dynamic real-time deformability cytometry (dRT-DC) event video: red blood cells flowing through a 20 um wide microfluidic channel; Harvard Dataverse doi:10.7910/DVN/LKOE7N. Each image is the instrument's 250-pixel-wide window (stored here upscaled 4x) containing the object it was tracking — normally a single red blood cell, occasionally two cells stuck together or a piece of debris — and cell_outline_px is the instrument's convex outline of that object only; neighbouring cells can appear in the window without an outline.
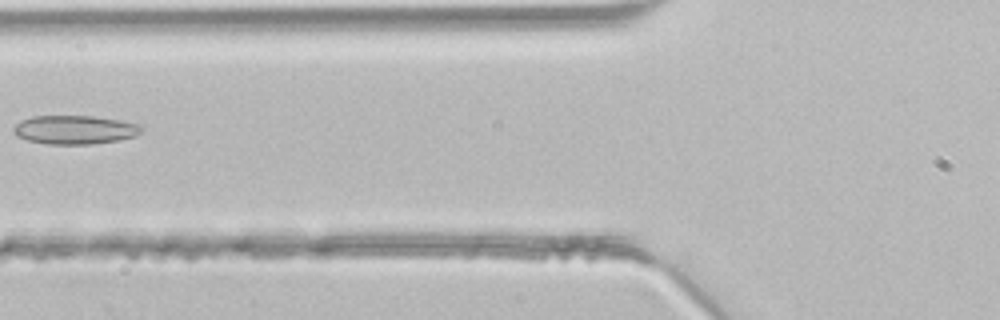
{"species": "common noctule bat (a hibernating species)", "species_latin": "Nyctalus noctula", "temperature_condition": "room temperature", "stored_images_in_passage": 4, "camera_frame_rate_fps": 3000, "um_per_image_px": 0.085, "animal": {"sex": "male", "body_mass_g": 21.5, "forearm_length_mm": 52.0}, "frame": {"image": 1, "passage_image": 4, "time_ms": 1.0, "image_size_px": [1000, 320], "cell_outline_px": [[144, 128], [140, 132], [132, 136], [120, 140], [92, 144], [48, 144], [28, 140], [16, 136], [12, 132], [12, 128], [20, 120], [32, 116], [92, 116], [120, 120], [140, 124]], "centroid_in_image_um": [6.33, 11.02], "position_along_channel_um": 119.5, "area_um2": 21.5}}